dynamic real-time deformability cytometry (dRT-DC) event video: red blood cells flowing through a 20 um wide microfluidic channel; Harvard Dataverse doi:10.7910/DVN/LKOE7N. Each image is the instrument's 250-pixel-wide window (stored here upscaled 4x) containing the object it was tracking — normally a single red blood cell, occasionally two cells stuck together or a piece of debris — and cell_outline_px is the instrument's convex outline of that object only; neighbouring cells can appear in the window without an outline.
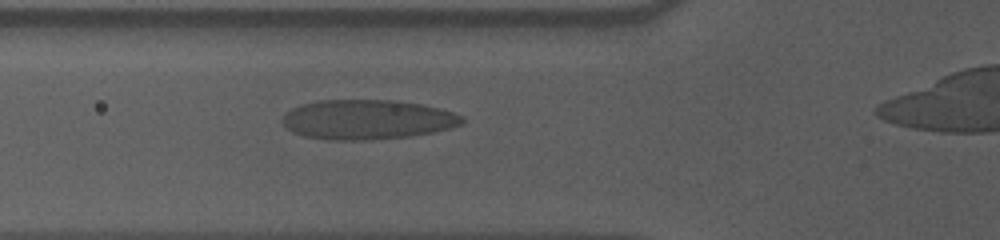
{"species": "human", "species_latin": "Homo sapiens", "temperature_condition": "cold", "stored_images_in_passage": 42, "camera_frame_rate_fps": 3000, "um_per_image_px": 0.085, "donor": {"sex": "male"}, "frame": {"image": 1, "passage_image": 12, "time_ms": 3.667, "image_size_px": [1000, 240], "cell_outline_px": [[464, 124], [432, 132], [408, 136], [372, 140], [328, 140], [304, 136], [292, 132], [280, 120], [292, 108], [300, 104], [320, 100], [396, 100], [420, 104], [452, 112], [464, 116]], "centroid_in_image_um": [31.2, 10.16], "position_along_channel_um": 94.6, "area_um2": 41.5}}
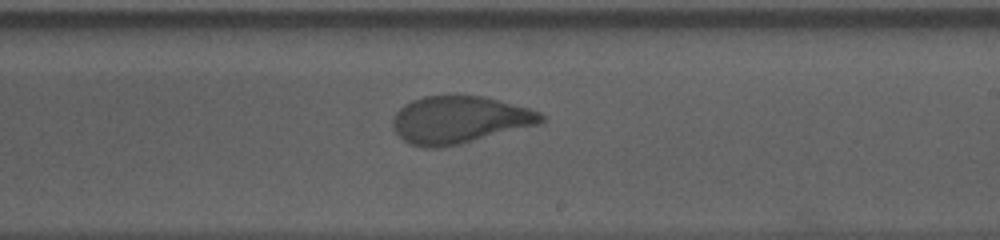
{"frame": {"image": 2, "passage_image": 25, "time_ms": 8.0, "image_size_px": [1000, 240], "cell_outline_px": [[544, 120], [540, 124], [460, 144], [440, 148], [424, 148], [412, 144], [404, 140], [392, 128], [392, 120], [396, 112], [404, 104], [412, 100], [424, 96], [484, 96], [528, 108], [540, 112], [544, 116]], "centroid_in_image_um": [39.04, 10.19], "position_along_channel_um": 250.0, "area_um2": 40.81}}
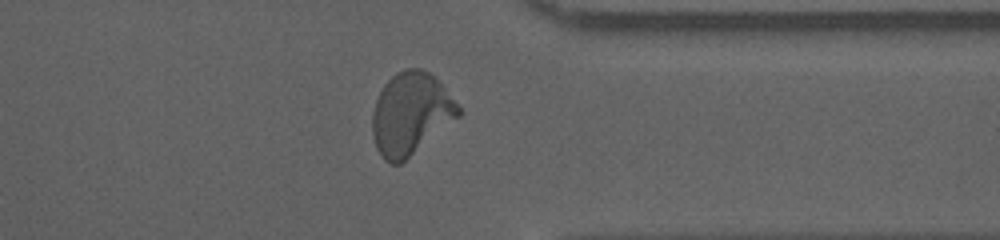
{"frame": {"image": 3, "passage_image": 36, "time_ms": 11.667, "image_size_px": [1000, 240], "cell_outline_px": [[460, 116], [400, 164], [392, 164], [384, 160], [376, 148], [372, 136], [372, 112], [376, 100], [384, 84], [396, 72], [404, 68], [420, 68], [428, 72], [444, 88], [460, 108]], "centroid_in_image_um": [34.87, 9.68], "position_along_channel_um": 376.5, "area_um2": 40.86}, "authors_computed_cell_mechanics": {"area_um2": 40.8646, "velocity_mm_per_s": 3.5826, "shape_relaxation_time_tau1_ms": 8.8264, "shape_relaxation_time_tau2_ms": null, "deformation_change_tau1": 0.2439, "deformation_change_tau2": null}}